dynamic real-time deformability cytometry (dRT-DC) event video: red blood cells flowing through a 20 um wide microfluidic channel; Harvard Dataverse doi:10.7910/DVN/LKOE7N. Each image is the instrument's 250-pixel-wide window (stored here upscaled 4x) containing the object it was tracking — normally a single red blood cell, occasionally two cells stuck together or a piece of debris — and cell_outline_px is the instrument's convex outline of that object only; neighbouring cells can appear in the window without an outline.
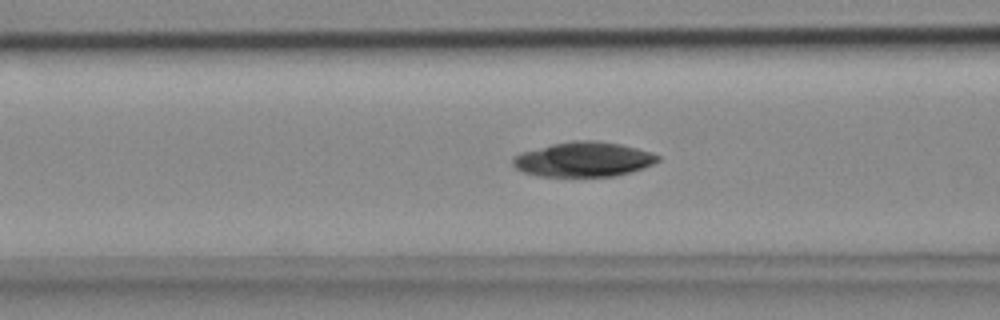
{"species": "common noctule bat (a hibernating species)", "species_latin": "Nyctalus noctula", "temperature_condition": "cold", "stored_images_in_passage": 39, "camera_frame_rate_fps": 3000, "um_per_image_px": 0.085, "animal": {"sex": "female", "body_mass_g": 18.4}, "frame": {"image": 1, "passage_image": 11, "time_ms": 3.333, "image_size_px": [1000, 320], "cell_outline_px": [[660, 160], [644, 168], [632, 172], [616, 176], [540, 176], [524, 172], [516, 168], [512, 164], [512, 160], [520, 152], [552, 144], [572, 140], [596, 140], [620, 144], [652, 152], [660, 156]], "centroid_in_image_um": [49.62, 13.54], "position_along_channel_um": 117.0, "area_um2": 29.42}}
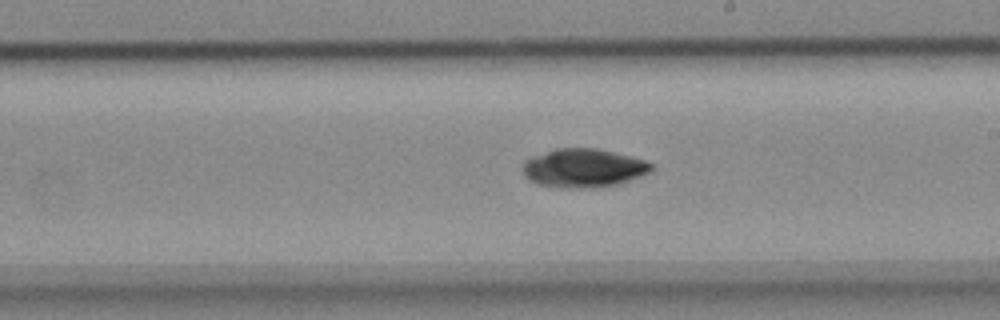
{"frame": {"image": 2, "passage_image": 21, "time_ms": 6.667, "image_size_px": [1000, 320], "cell_outline_px": [[652, 168], [648, 172], [640, 176], [620, 184], [592, 188], [568, 188], [536, 184], [528, 180], [524, 176], [524, 160], [532, 156], [556, 148], [600, 148], [644, 160], [652, 164]], "centroid_in_image_um": [49.57, 14.28], "position_along_channel_um": 239.4, "area_um2": 29.02}}
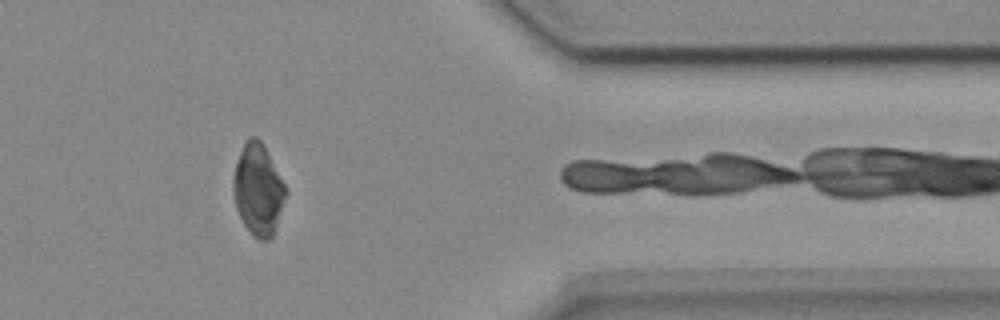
{"frame": {"image": 3, "passage_image": 35, "time_ms": 11.333, "image_size_px": [1000, 320], "cell_outline_px": [[288, 192], [276, 228], [272, 236], [268, 240], [260, 240], [252, 236], [244, 224], [236, 208], [232, 192], [232, 180], [236, 164], [240, 152], [248, 136], [256, 136], [264, 144]], "centroid_in_image_um": [21.94, 16.12], "position_along_channel_um": 389.5, "area_um2": 28.03}}